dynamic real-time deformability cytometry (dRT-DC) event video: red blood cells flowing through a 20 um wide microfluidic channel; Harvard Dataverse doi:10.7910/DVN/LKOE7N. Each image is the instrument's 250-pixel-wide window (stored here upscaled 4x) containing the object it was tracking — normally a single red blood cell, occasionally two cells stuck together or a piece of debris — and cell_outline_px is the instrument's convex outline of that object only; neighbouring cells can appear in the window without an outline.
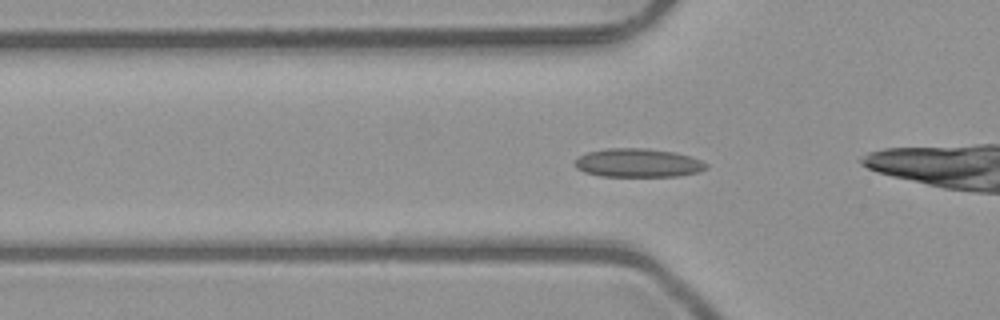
{"species": "common noctule bat (a hibernating species)", "species_latin": "Nyctalus noctula", "temperature_condition": "room temperature", "stored_images_in_passage": 53, "camera_frame_rate_fps": 3000, "um_per_image_px": 0.085, "animal": {"sex": "male", "body_mass_g": 23.1, "forearm_length_mm": 52.7}, "frame": {"image": 1, "passage_image": 18, "time_ms": 5.667, "image_size_px": [1000, 320], "cell_outline_px": [[708, 168], [700, 172], [680, 176], [600, 176], [584, 172], [576, 168], [572, 164], [580, 156], [588, 152], [604, 148], [648, 148], [676, 152], [700, 160], [708, 164]], "centroid_in_image_um": [54.23, 13.85], "position_along_channel_um": 71.6, "area_um2": 22.14}}
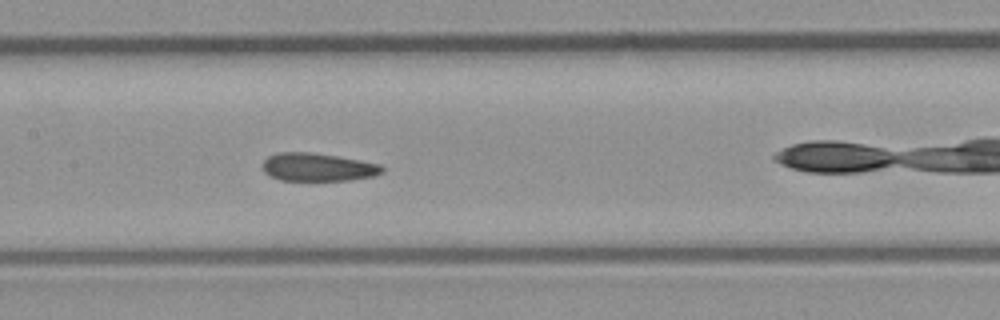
{"frame": {"image": 2, "passage_image": 26, "time_ms": 8.333, "image_size_px": [1000, 320], "cell_outline_px": [[384, 172], [376, 176], [348, 180], [280, 180], [268, 176], [264, 172], [264, 160], [268, 156], [276, 152], [312, 152], [340, 156], [380, 164], [384, 168]], "centroid_in_image_um": [27.03, 14.2], "position_along_channel_um": 180.4, "area_um2": 19.77}}
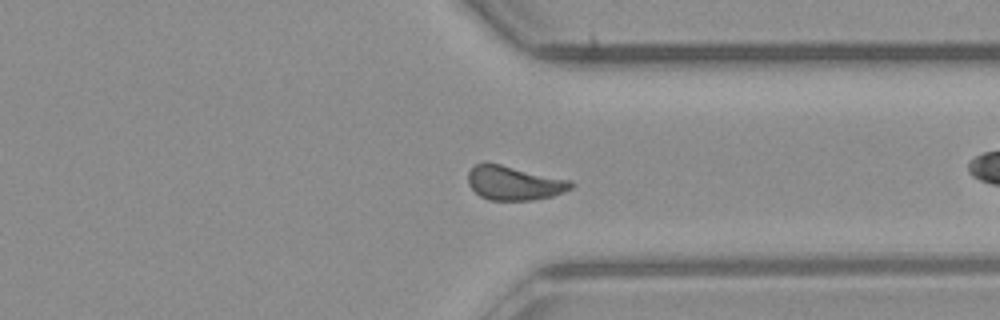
{"frame": {"image": 3, "passage_image": 40, "time_ms": 13.0, "image_size_px": [1000, 320], "cell_outline_px": [[572, 188], [564, 192], [552, 196], [532, 200], [488, 200], [480, 196], [468, 184], [468, 172], [476, 164], [484, 160], [572, 180]], "centroid_in_image_um": [43.68, 15.53], "position_along_channel_um": 367.7, "area_um2": 20.75}, "authors_computed_cell_mechanics": {"area_um2": 20.4612, "velocity_mm_per_s": 4.0308, "shape_relaxation_time_tau1_ms": null, "shape_relaxation_time_tau2_ms": 1.991, "deformation_change_tau1": null, "deformation_change_tau2": 0.0555}}